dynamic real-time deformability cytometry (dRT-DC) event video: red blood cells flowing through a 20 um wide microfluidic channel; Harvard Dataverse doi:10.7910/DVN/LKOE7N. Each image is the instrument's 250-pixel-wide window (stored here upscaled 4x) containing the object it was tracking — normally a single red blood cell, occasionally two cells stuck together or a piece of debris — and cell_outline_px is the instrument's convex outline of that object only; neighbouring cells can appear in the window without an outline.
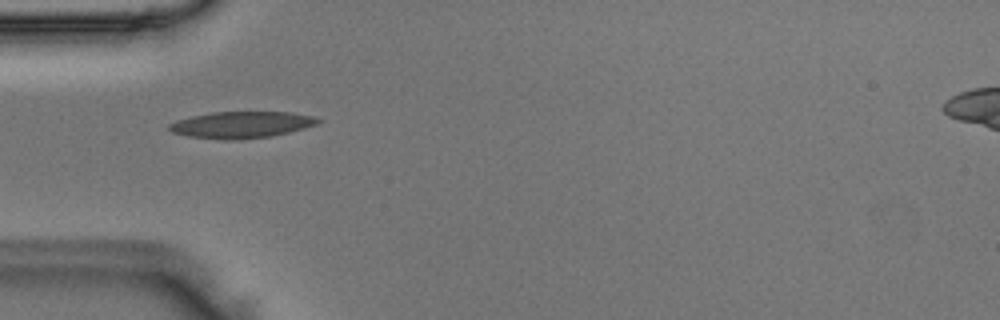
{"species": "Egyptian fruit bat (a non-hibernating species)", "species_latin": "Rousettus aegyptiacus", "temperature_condition": "room temperature", "stored_images_in_passage": 36, "camera_frame_rate_fps": 3000, "um_per_image_px": 0.085, "animal": {"sex": "male"}, "frame": {"image": 1, "passage_image": 1, "time_ms": 0.0, "image_size_px": [1000, 320], "cell_outline_px": [[320, 120], [316, 124], [304, 128], [272, 136], [236, 140], [224, 140], [188, 136], [172, 132], [168, 128], [168, 124], [176, 120], [192, 116], [212, 112], [292, 112], [312, 116]], "centroid_in_image_um": [20.48, 10.6], "position_along_channel_um": 64.5, "area_um2": 22.95}}
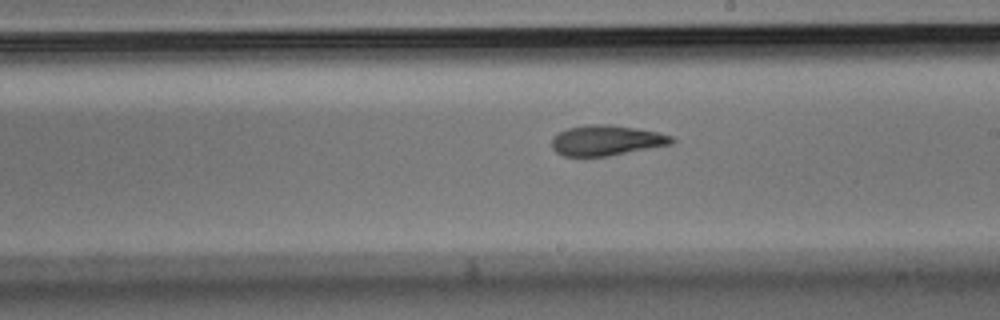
{"frame": {"image": 2, "passage_image": 14, "time_ms": 4.333, "image_size_px": [1000, 320], "cell_outline_px": [[676, 140], [672, 144], [608, 156], [564, 156], [556, 152], [552, 148], [552, 136], [556, 132], [568, 128], [588, 124], [608, 124], [636, 128], [656, 132], [672, 136]], "centroid_in_image_um": [51.51, 11.93], "position_along_channel_um": 237.5, "area_um2": 21.27}}
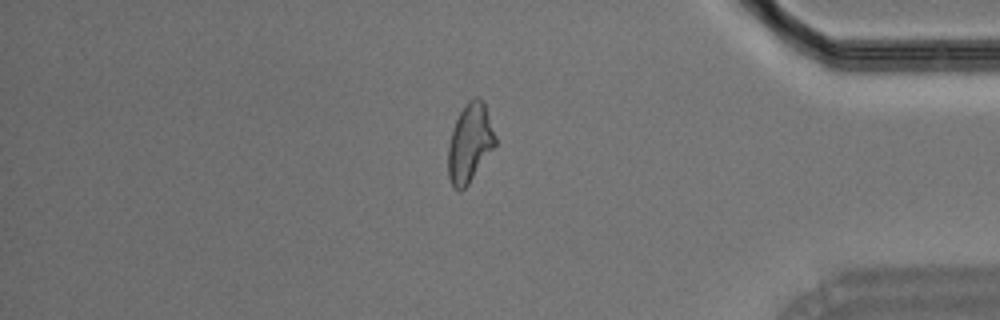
{"frame": {"image": 3, "passage_image": 28, "time_ms": 9.0, "image_size_px": [1000, 320], "cell_outline_px": [[496, 144], [468, 184], [460, 192], [452, 184], [448, 176], [448, 144], [456, 120], [460, 112], [468, 100], [476, 96], [480, 96], [484, 100], [496, 136]], "centroid_in_image_um": [39.94, 12.11], "position_along_channel_um": 395.3, "area_um2": 21.5}}